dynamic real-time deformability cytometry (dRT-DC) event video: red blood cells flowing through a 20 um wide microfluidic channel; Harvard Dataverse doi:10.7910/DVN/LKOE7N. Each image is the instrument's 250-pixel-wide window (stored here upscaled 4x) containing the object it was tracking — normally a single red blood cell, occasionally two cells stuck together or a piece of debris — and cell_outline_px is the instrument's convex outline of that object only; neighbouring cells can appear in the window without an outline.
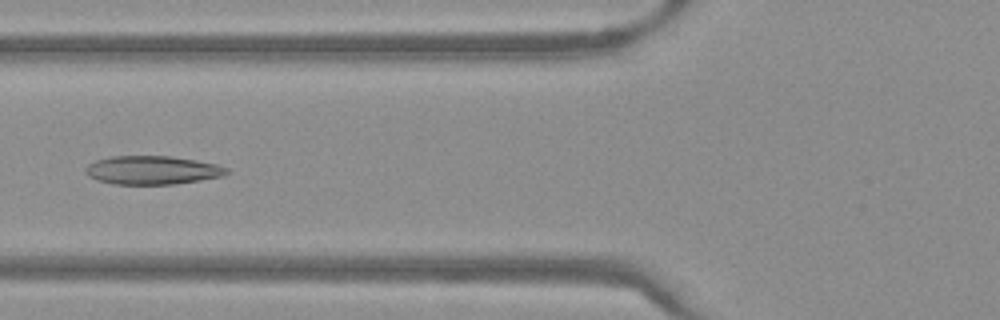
{"species": "Egyptian fruit bat (a non-hibernating species)", "species_latin": "Rousettus aegyptiacus", "temperature_condition": "warm", "stored_images_in_passage": 43, "camera_frame_rate_fps": 3000, "um_per_image_px": 0.085, "frame": {"image": 1, "passage_image": 13, "time_ms": 4.0, "image_size_px": [1000, 320], "cell_outline_px": [[232, 172], [224, 176], [200, 180], [172, 184], [112, 184], [96, 180], [88, 176], [84, 172], [84, 168], [88, 164], [96, 160], [112, 156], [172, 156], [196, 160], [216, 164], [228, 168]], "centroid_in_image_um": [12.94, 14.46], "position_along_channel_um": 112.9, "area_um2": 23.7}}
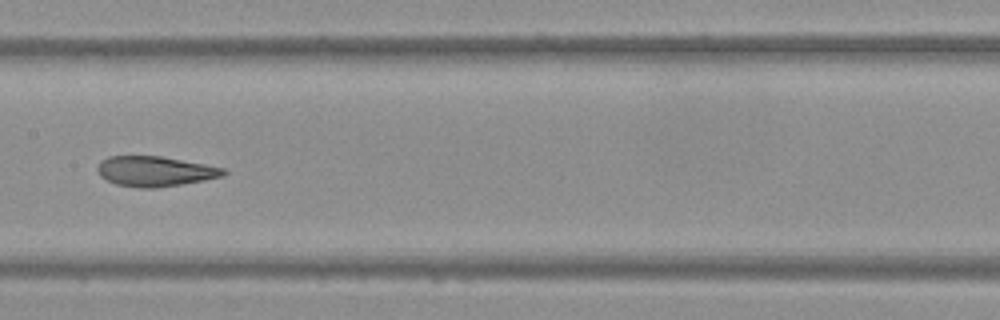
{"frame": {"image": 2, "passage_image": 19, "time_ms": 6.0, "image_size_px": [1000, 320], "cell_outline_px": [[228, 172], [224, 176], [204, 180], [156, 188], [140, 188], [116, 184], [100, 176], [96, 168], [100, 160], [108, 156], [160, 156], [204, 164], [224, 168]], "centroid_in_image_um": [13.16, 14.56], "position_along_channel_um": 194.2, "area_um2": 22.08}}